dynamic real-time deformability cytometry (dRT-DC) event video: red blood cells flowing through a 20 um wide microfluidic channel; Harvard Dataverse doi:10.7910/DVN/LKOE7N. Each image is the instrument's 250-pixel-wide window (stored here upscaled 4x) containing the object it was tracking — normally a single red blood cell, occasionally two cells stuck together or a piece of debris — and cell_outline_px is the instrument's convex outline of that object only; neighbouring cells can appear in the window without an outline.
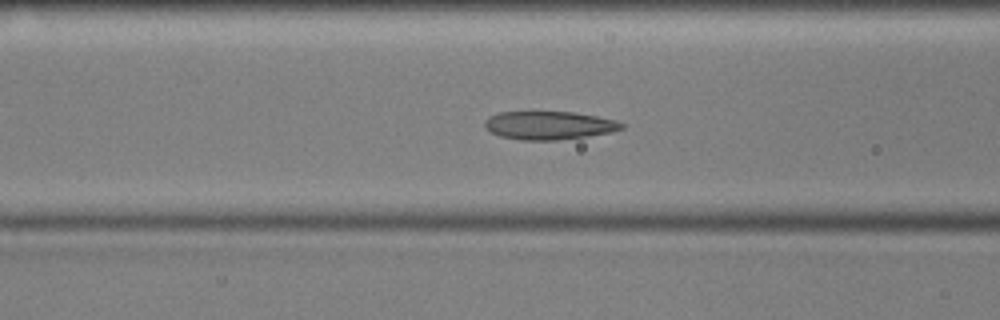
{"species": "common noctule bat (a hibernating species)", "species_latin": "Nyctalus noctula", "temperature_condition": "cold", "stored_images_in_passage": 42, "camera_frame_rate_fps": 3000, "um_per_image_px": 0.085, "animal": {"sex": "male", "body_mass_g": 17.9, "forearm_length_mm": 54.2}, "frame": {"image": 1, "passage_image": 8, "time_ms": 2.333, "image_size_px": [1000, 320], "cell_outline_px": [[624, 128], [612, 132], [588, 136], [556, 140], [520, 140], [500, 136], [484, 128], [484, 120], [488, 116], [500, 112], [572, 112], [596, 116], [616, 120], [624, 124]], "centroid_in_image_um": [46.65, 10.66], "position_along_channel_um": 120.0, "area_um2": 22.6}}
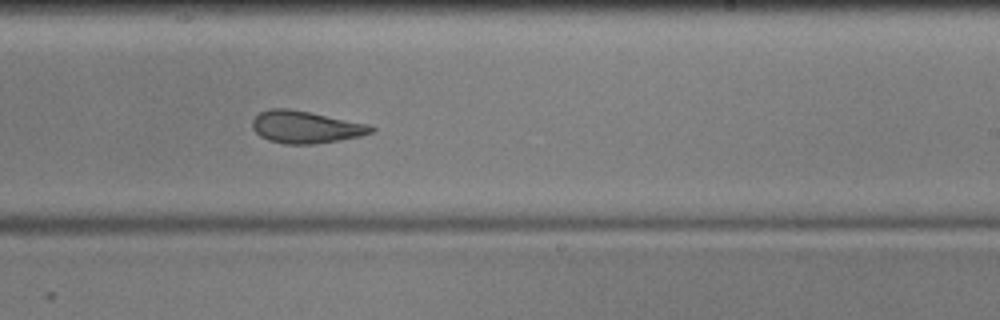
{"frame": {"image": 2, "passage_image": 20, "time_ms": 6.333, "image_size_px": [1000, 320], "cell_outline_px": [[376, 132], [360, 136], [340, 140], [312, 144], [284, 144], [268, 140], [260, 136], [252, 128], [252, 120], [260, 112], [268, 108], [288, 108], [372, 124], [376, 128]], "centroid_in_image_um": [26.02, 10.8], "position_along_channel_um": 263.0, "area_um2": 22.6}}
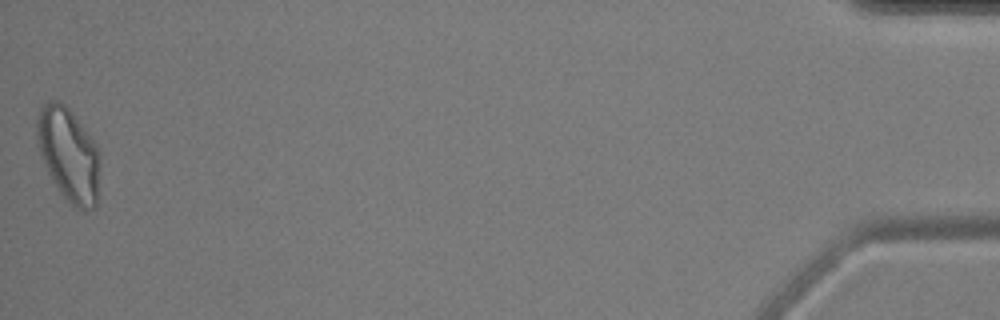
{"frame": {"image": 3, "passage_image": 42, "time_ms": 13.667, "image_size_px": [1000, 320], "cell_outline_px": [[100, 168], [96, 208], [84, 212], [76, 208], [60, 192], [52, 180], [40, 156], [36, 140], [36, 116], [40, 104], [48, 100], [60, 100], [72, 112], [96, 144], [100, 152]], "centroid_in_image_um": [5.82, 13.12], "position_along_channel_um": 429.4, "area_um2": 35.08}, "authors_computed_cell_mechanics": {"area_um2": 23.1489, "velocity_mm_per_s": 3.585, "shape_relaxation_time_tau1_ms": 8.4807, "shape_relaxation_time_tau2_ms": 3.5129, "deformation_change_tau1": 0.2041, "deformation_change_tau2": 0.1298}}